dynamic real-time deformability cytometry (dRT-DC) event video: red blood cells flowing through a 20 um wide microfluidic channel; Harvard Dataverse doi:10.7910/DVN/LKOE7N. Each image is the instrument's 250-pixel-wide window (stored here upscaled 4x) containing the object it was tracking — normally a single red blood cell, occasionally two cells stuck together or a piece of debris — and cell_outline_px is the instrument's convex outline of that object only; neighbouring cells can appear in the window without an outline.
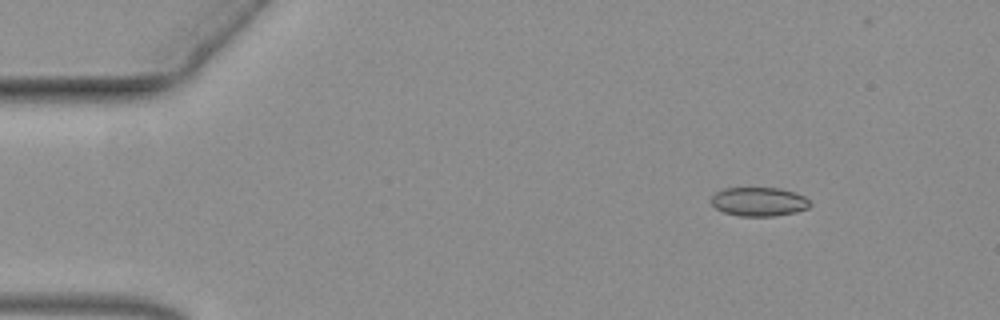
{"species": "common noctule bat (a hibernating species)", "species_latin": "Nyctalus noctula", "temperature_condition": "warm", "stored_images_in_passage": 52, "camera_frame_rate_fps": 3000, "um_per_image_px": 0.085, "animal": {"sex": "female", "body_mass_g": 19.3, "forearm_length_mm": 54.1}, "frame": {"image": 1, "passage_image": 1, "time_ms": 0.0, "image_size_px": [1000, 320], "cell_outline_px": [[812, 204], [808, 208], [796, 212], [776, 216], [740, 216], [724, 212], [716, 208], [712, 204], [712, 196], [716, 192], [724, 188], [780, 188], [804, 196]], "centroid_in_image_um": [64.52, 17.15], "position_along_channel_um": 20.5, "area_um2": 16.59}}
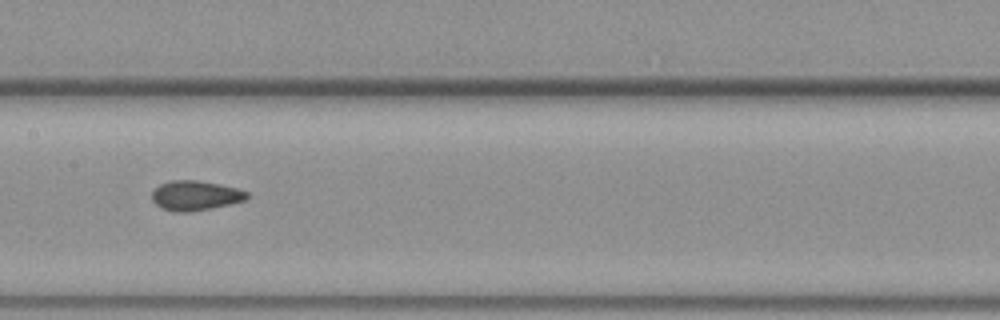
{"frame": {"image": 2, "passage_image": 23, "time_ms": 7.333, "image_size_px": [1000, 320], "cell_outline_px": [[248, 196], [244, 200], [212, 208], [192, 212], [172, 212], [160, 208], [152, 200], [152, 192], [160, 184], [172, 180], [196, 180], [220, 184], [236, 188], [248, 192]], "centroid_in_image_um": [16.57, 16.63], "position_along_channel_um": 190.8, "area_um2": 16.47}}
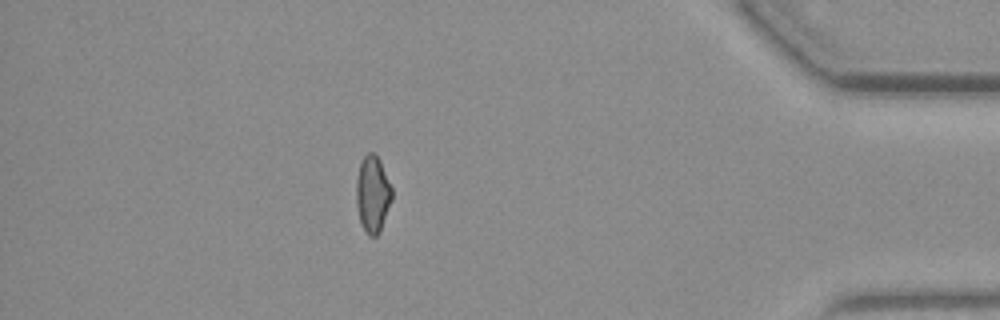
{"frame": {"image": 3, "passage_image": 45, "time_ms": 14.667, "image_size_px": [1000, 320], "cell_outline_px": [[392, 200], [380, 232], [376, 236], [368, 236], [360, 220], [356, 204], [356, 180], [360, 164], [364, 156], [368, 152], [372, 152], [380, 160], [392, 188]], "centroid_in_image_um": [31.68, 16.51], "position_along_channel_um": 403.5, "area_um2": 15.9}}